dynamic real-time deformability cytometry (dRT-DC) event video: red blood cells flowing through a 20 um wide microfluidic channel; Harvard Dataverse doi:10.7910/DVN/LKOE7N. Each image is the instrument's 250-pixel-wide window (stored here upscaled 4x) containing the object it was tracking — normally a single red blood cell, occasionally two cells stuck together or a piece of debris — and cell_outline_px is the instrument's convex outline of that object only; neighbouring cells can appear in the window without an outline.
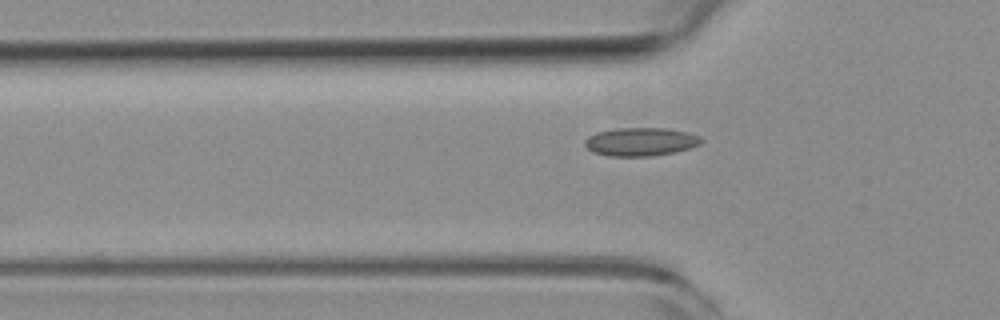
{"species": "common noctule bat (a hibernating species)", "species_latin": "Nyctalus noctula", "temperature_condition": "room temperature", "stored_images_in_passage": 39, "camera_frame_rate_fps": 3000, "um_per_image_px": 0.085, "animal": {"sex": "female", "body_mass_g": 19.3, "forearm_length_mm": 54.1}, "frame": {"image": 1, "passage_image": 3, "time_ms": 0.667, "image_size_px": [1000, 320], "cell_outline_px": [[704, 140], [700, 144], [676, 152], [652, 156], [608, 156], [592, 152], [584, 144], [584, 140], [588, 136], [596, 132], [616, 128], [664, 128], [688, 132], [700, 136]], "centroid_in_image_um": [54.44, 12.05], "position_along_channel_um": 71.4, "area_um2": 19.36}}
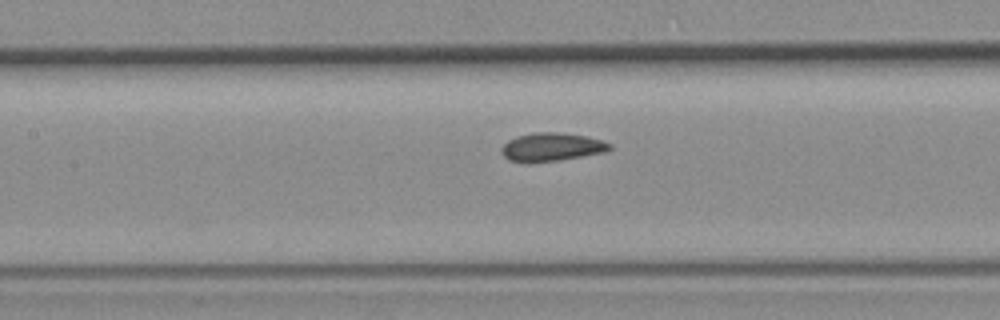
{"frame": {"image": 2, "passage_image": 10, "time_ms": 3.0, "image_size_px": [1000, 320], "cell_outline_px": [[612, 148], [604, 152], [560, 160], [528, 164], [508, 160], [500, 152], [500, 148], [508, 140], [516, 136], [536, 132], [556, 132], [584, 136], [604, 140], [612, 144]], "centroid_in_image_um": [46.85, 12.51], "position_along_channel_um": 160.6, "area_um2": 18.15}}
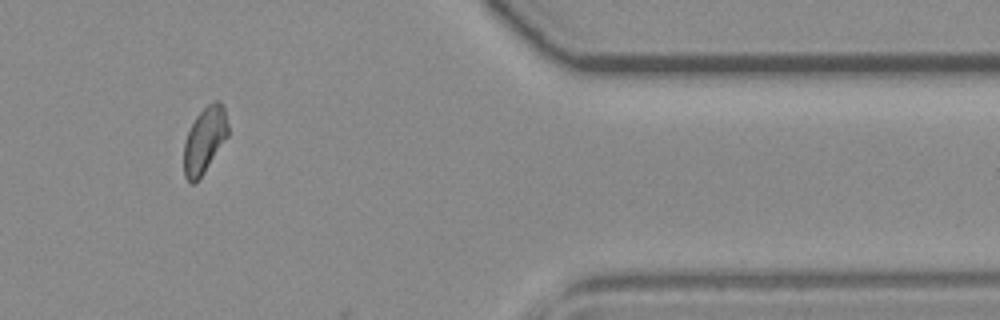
{"frame": {"image": 3, "passage_image": 31, "time_ms": 10.0, "image_size_px": [1000, 320], "cell_outline_px": [[228, 136], [204, 172], [192, 184], [184, 176], [184, 140], [196, 116], [212, 100], [220, 100], [224, 104], [228, 124]], "centroid_in_image_um": [17.4, 11.85], "position_along_channel_um": 394.0, "area_um2": 16.94}}